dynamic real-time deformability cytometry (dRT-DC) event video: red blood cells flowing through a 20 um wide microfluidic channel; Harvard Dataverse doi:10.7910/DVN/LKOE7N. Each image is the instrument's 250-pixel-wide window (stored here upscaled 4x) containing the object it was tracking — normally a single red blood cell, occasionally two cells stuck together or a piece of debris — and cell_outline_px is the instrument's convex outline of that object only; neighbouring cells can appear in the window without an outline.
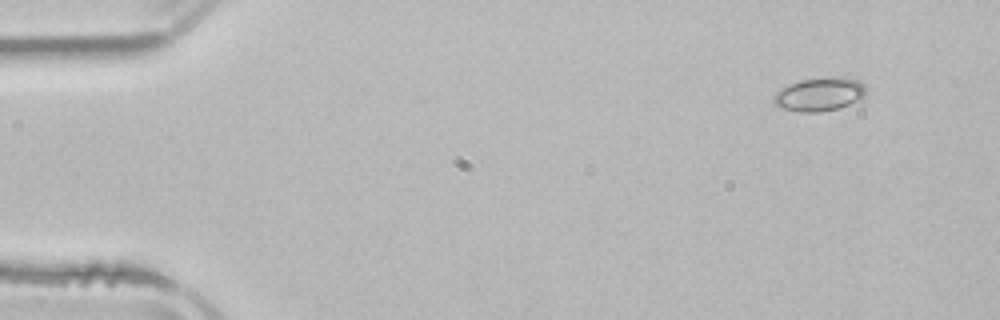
{"species": "common noctule bat (a hibernating species)", "species_latin": "Nyctalus noctula", "temperature_condition": "room temperature", "stored_images_in_passage": 3, "camera_frame_rate_fps": 3000, "um_per_image_px": 0.085, "animal": {"sex": "male", "body_mass_g": 21.5, "forearm_length_mm": 52.0}, "frame": {"image": 1, "passage_image": 1, "time_ms": 0.0, "image_size_px": [1000, 320], "cell_outline_px": [[864, 108], [820, 112], [800, 112], [780, 108], [772, 100], [776, 92], [800, 80], [840, 76], [856, 80], [864, 84]], "centroid_in_image_um": [69.85, 8.09], "position_along_channel_um": 15.2, "area_um2": 19.07}}